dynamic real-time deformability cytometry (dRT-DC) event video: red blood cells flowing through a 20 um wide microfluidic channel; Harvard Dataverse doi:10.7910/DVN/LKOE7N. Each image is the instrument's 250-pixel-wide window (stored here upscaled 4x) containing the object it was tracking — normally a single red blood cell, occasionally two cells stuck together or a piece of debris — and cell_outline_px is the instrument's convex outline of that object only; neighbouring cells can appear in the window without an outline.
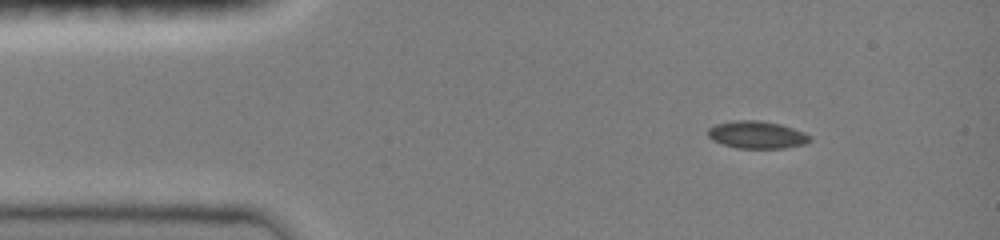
{"species": "common noctule bat (a hibernating species)", "species_latin": "Nyctalus noctula", "temperature_condition": "room temperature", "stored_images_in_passage": 40, "camera_frame_rate_fps": 3000, "um_per_image_px": 0.085, "animal": {"sex": "female", "body_mass_g": 19.0, "forearm_length_mm": 51.5}, "frame": {"image": 1, "passage_image": 1, "time_ms": 0.0, "image_size_px": [1000, 240], "cell_outline_px": [[812, 140], [804, 144], [784, 148], [736, 148], [720, 144], [712, 140], [708, 136], [708, 128], [716, 124], [732, 120], [760, 120], [780, 124], [804, 132], [812, 136]], "centroid_in_image_um": [64.32, 11.46], "position_along_channel_um": 20.7, "area_um2": 16.47}}
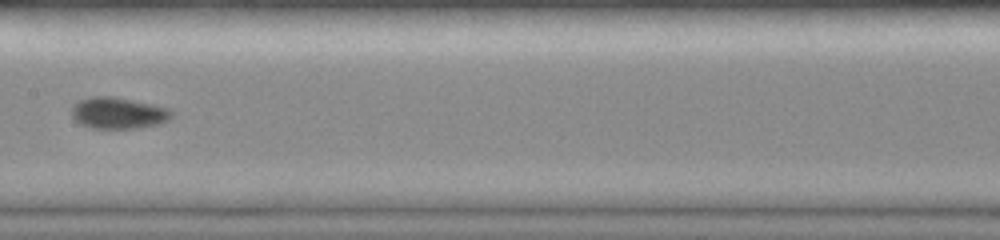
{"frame": {"image": 2, "passage_image": 17, "time_ms": 6.0, "image_size_px": [1000, 240], "cell_outline_px": [[172, 116], [168, 120], [160, 124], [136, 128], [92, 128], [80, 124], [72, 116], [72, 108], [80, 100], [92, 96], [112, 96], [132, 100], [168, 108], [172, 112]], "centroid_in_image_um": [10.05, 9.61], "position_along_channel_um": 197.3, "area_um2": 18.09}}
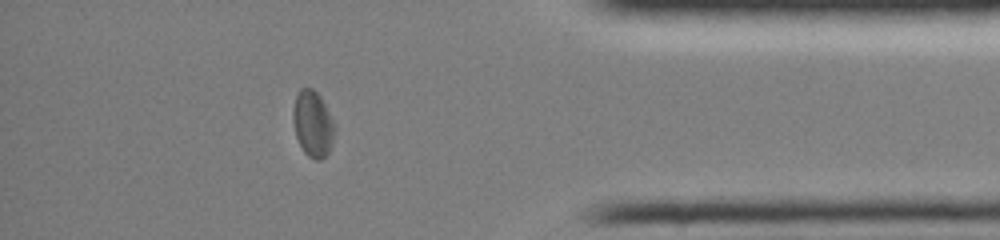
{"frame": {"image": 3, "passage_image": 34, "time_ms": 11.667, "image_size_px": [1000, 240], "cell_outline_px": [[336, 128], [332, 144], [328, 152], [320, 160], [316, 160], [308, 156], [304, 152], [296, 136], [292, 120], [292, 108], [296, 96], [300, 88], [312, 88], [320, 96], [336, 124]], "centroid_in_image_um": [26.59, 10.52], "position_along_channel_um": 408.6, "area_um2": 16.18}, "authors_computed_cell_mechanics": {"area_um2": 16.7331, "velocity_mm_per_s": 4.0355, "shape_relaxation_time_tau1_ms": null, "shape_relaxation_time_tau2_ms": 5.2533, "deformation_change_tau1": null, "deformation_change_tau2": 0.0629}}